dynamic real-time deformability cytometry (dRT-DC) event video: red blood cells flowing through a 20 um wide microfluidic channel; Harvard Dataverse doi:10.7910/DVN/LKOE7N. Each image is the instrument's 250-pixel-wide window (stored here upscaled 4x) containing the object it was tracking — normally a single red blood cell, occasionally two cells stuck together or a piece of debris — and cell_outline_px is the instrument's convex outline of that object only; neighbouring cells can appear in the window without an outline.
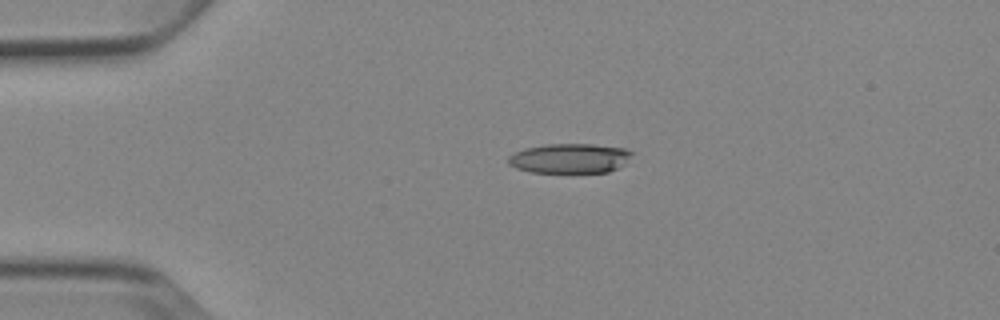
{"species": "Egyptian fruit bat (a non-hibernating species)", "species_latin": "Rousettus aegyptiacus", "temperature_condition": "cold", "stored_images_in_passage": 5, "camera_frame_rate_fps": 3000, "um_per_image_px": 0.085, "animal": {"sex": "female"}, "frame": {"image": 1, "passage_image": 5, "time_ms": 4.667, "image_size_px": [1000, 320], "cell_outline_px": [[636, 152], [624, 164], [608, 172], [532, 172], [516, 168], [508, 164], [508, 156], [512, 152], [524, 148], [544, 144], [592, 144], [624, 148]], "centroid_in_image_um": [48.42, 13.44], "position_along_channel_um": 36.6, "area_um2": 21.56}}